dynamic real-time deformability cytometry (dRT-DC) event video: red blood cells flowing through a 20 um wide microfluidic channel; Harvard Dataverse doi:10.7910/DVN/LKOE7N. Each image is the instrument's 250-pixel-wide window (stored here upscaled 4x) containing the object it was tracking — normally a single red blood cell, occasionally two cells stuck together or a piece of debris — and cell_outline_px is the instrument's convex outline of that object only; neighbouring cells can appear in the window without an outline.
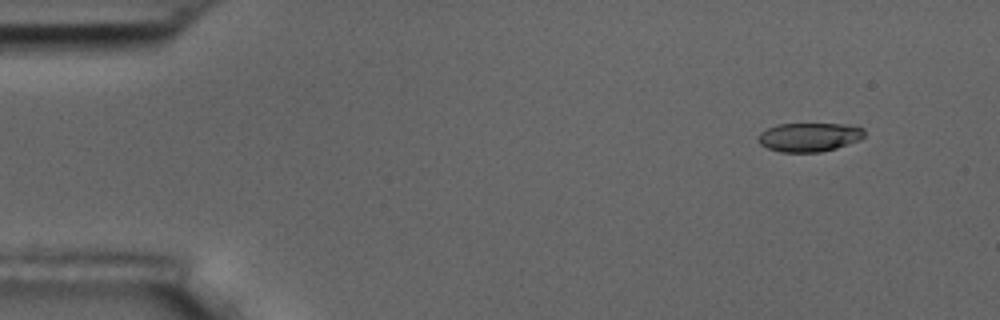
{"species": "common noctule bat (a hibernating species)", "species_latin": "Nyctalus noctula", "temperature_condition": "room temperature", "stored_images_in_passage": 6, "segment_of_instrument_passage": [2, 2], "camera_frame_rate_fps": 3000, "um_per_image_px": 0.085, "animal": {"sex": "male", "body_mass_g": 17.5, "forearm_length_mm": 52.3}, "frame": {"image": 1, "passage_image": 6, "time_ms": 6.0, "image_size_px": [1000, 320], "cell_outline_px": [[864, 136], [860, 140], [836, 148], [820, 152], [780, 152], [768, 148], [760, 144], [756, 136], [760, 132], [776, 124], [844, 124], [864, 128]], "centroid_in_image_um": [68.76, 11.65], "position_along_channel_um": 16.2, "area_um2": 17.92}}